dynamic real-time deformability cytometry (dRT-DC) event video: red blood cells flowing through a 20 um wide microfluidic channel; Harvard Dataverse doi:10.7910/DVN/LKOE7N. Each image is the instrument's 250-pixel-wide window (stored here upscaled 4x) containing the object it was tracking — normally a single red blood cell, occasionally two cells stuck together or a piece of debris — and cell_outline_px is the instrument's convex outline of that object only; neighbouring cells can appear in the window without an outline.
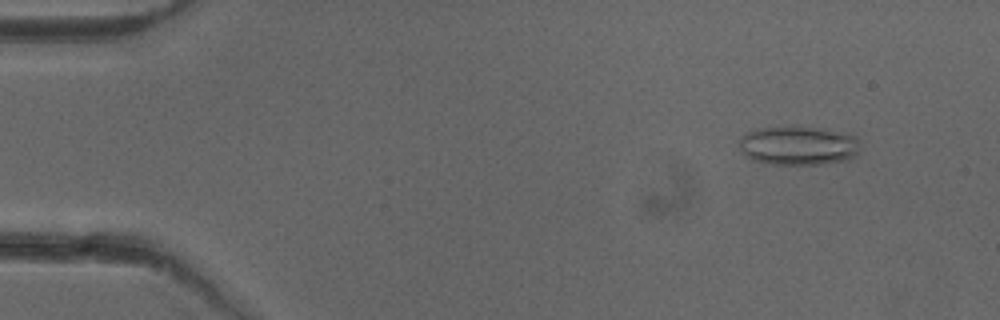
{"species": "common noctule bat (a hibernating species)", "species_latin": "Nyctalus noctula", "temperature_condition": "cold", "stored_images_in_passage": 50, "camera_frame_rate_fps": 3000, "um_per_image_px": 0.085, "animal": {"sex": "female"}, "frame": {"image": 1, "passage_image": 3, "time_ms": 0.667, "image_size_px": [1000, 320], "cell_outline_px": [[860, 152], [856, 156], [848, 160], [824, 164], [772, 164], [752, 160], [740, 148], [740, 136], [756, 128], [796, 124], [820, 128], [856, 136], [860, 140]], "centroid_in_image_um": [67.89, 12.35], "position_along_channel_um": 17.1, "area_um2": 28.21}}
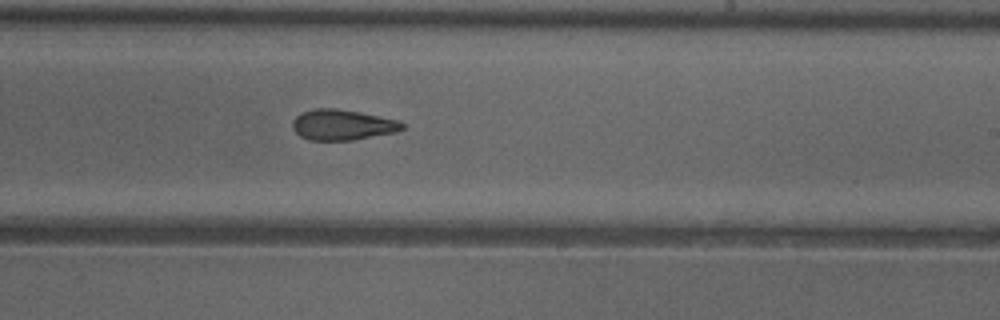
{"frame": {"image": 2, "passage_image": 29, "time_ms": 9.333, "image_size_px": [1000, 320], "cell_outline_px": [[404, 128], [396, 132], [352, 140], [308, 140], [300, 136], [292, 128], [292, 120], [300, 112], [312, 108], [336, 108], [360, 112], [400, 120], [404, 124]], "centroid_in_image_um": [29.08, 10.6], "position_along_channel_um": 259.9, "area_um2": 19.77}}
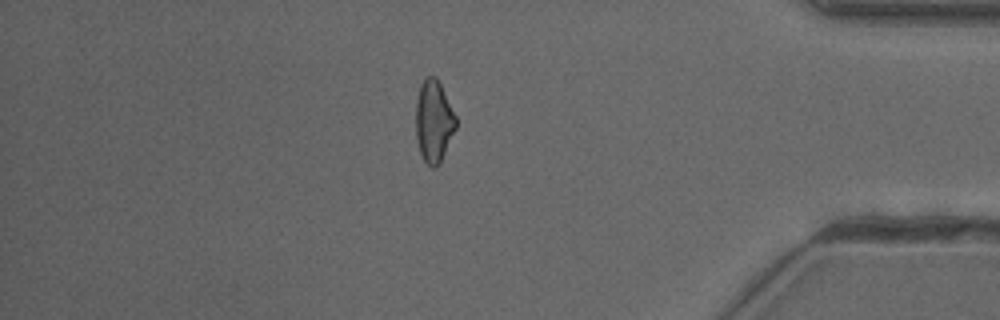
{"frame": {"image": 3, "passage_image": 42, "time_ms": 13.667, "image_size_px": [1000, 320], "cell_outline_px": [[456, 128], [440, 164], [436, 168], [432, 168], [424, 160], [420, 152], [416, 140], [416, 100], [420, 84], [424, 76], [436, 76], [456, 116]], "centroid_in_image_um": [36.86, 10.31], "position_along_channel_um": 398.3, "area_um2": 19.31}}